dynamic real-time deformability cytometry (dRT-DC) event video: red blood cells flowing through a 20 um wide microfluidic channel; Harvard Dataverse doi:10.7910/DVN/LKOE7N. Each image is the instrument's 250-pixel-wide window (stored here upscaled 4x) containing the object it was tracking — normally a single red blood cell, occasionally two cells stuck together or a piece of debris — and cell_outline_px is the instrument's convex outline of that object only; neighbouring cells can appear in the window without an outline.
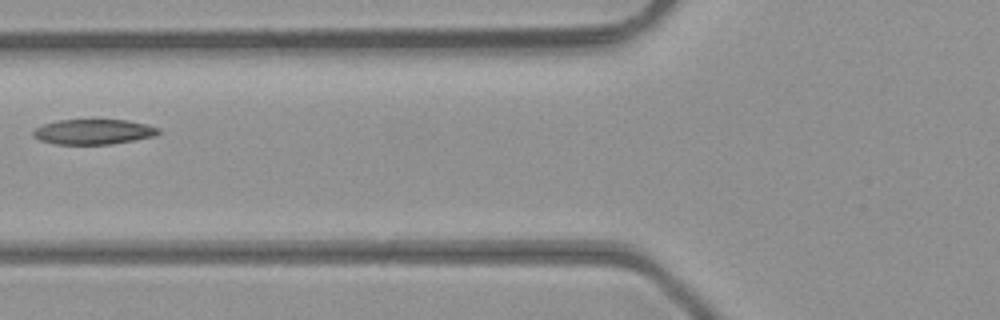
{"species": "common noctule bat (a hibernating species)", "species_latin": "Nyctalus noctula", "temperature_condition": "room temperature", "stored_images_in_passage": 2, "camera_frame_rate_fps": 3000, "um_per_image_px": 0.085, "animal": {"sex": "male", "body_mass_g": 23.1, "forearm_length_mm": 52.7}, "frame": {"image": 1, "passage_image": 2, "time_ms": 0.333, "image_size_px": [1000, 320], "cell_outline_px": [[160, 132], [156, 136], [112, 144], [52, 144], [40, 140], [32, 136], [32, 132], [36, 128], [44, 124], [56, 120], [128, 120], [148, 124], [160, 128]], "centroid_in_image_um": [7.96, 11.2], "position_along_channel_um": 117.8, "area_um2": 18.5}}